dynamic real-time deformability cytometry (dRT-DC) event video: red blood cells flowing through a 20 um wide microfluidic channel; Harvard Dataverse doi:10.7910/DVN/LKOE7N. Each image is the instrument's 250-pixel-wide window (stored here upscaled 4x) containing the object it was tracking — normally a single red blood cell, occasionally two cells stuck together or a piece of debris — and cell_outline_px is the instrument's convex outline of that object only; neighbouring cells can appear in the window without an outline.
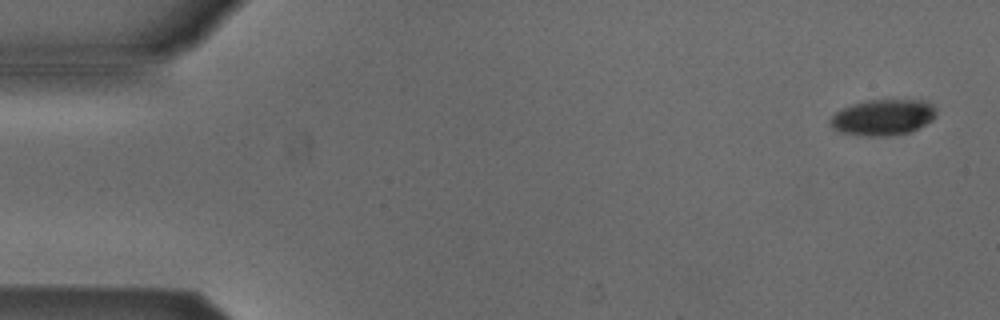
{"species": "Egyptian fruit bat (a non-hibernating species)", "species_latin": "Rousettus aegyptiacus", "temperature_condition": "cold", "stored_images_in_passage": 6, "camera_frame_rate_fps": 3000, "um_per_image_px": 0.085, "animal": {"sex": "male"}, "frame": {"image": 1, "passage_image": 1, "time_ms": 0.0, "image_size_px": [1000, 320], "cell_outline_px": [[936, 116], [932, 120], [908, 132], [888, 136], [868, 136], [840, 132], [832, 128], [828, 124], [828, 120], [836, 112], [852, 104], [864, 100], [928, 100], [936, 108]], "centroid_in_image_um": [75.04, 9.96], "position_along_channel_um": 10.0, "area_um2": 22.25}}
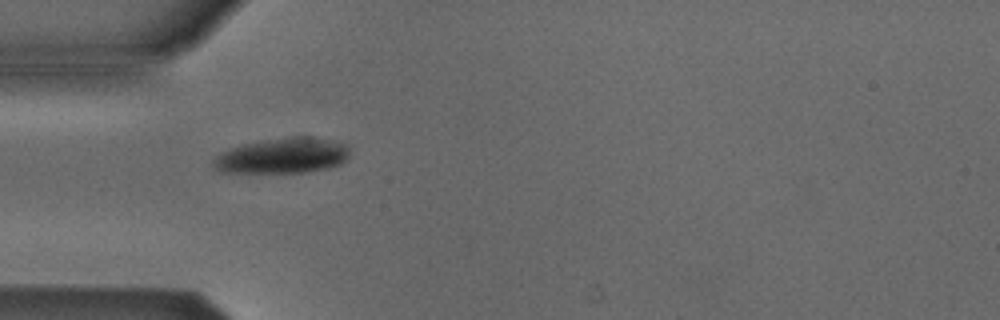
{"frame": {"image": 2, "passage_image": 5, "time_ms": 1.333, "image_size_px": [1000, 320], "cell_outline_px": [[348, 156], [340, 164], [328, 168], [304, 172], [224, 172], [216, 168], [212, 164], [212, 160], [216, 156], [232, 148], [244, 144], [260, 140], [292, 136], [312, 136], [332, 140], [348, 144]], "centroid_in_image_um": [24.06, 13.21], "position_along_channel_um": 60.9, "area_um2": 28.03}}